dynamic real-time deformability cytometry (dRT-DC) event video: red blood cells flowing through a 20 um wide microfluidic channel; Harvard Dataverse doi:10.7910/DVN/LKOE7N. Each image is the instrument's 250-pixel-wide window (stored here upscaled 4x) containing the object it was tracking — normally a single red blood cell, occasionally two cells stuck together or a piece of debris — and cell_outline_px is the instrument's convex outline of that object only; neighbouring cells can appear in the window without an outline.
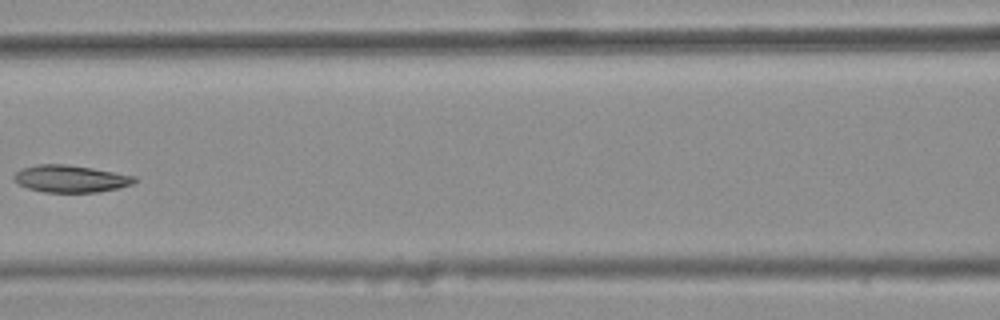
{"species": "common noctule bat (a hibernating species)", "species_latin": "Nyctalus noctula", "temperature_condition": "warm", "stored_images_in_passage": 8, "camera_frame_rate_fps": 3000, "um_per_image_px": 0.085, "animal": {"sex": "female", "body_mass_g": 25.1}, "frame": {"image": 1, "passage_image": 7, "time_ms": 2.0, "image_size_px": [1000, 320], "cell_outline_px": [[140, 180], [132, 184], [120, 188], [100, 192], [44, 192], [28, 188], [12, 180], [12, 176], [16, 172], [24, 168], [36, 164], [64, 164], [92, 168], [136, 176]], "centroid_in_image_um": [6.03, 15.2], "position_along_channel_um": 160.6, "area_um2": 19.19}}
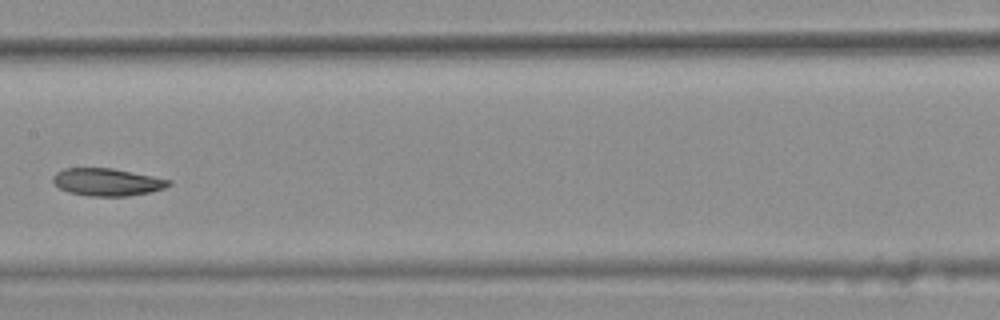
{"frame": {"image": 2, "passage_image": 8, "time_ms": 2.333, "image_size_px": [1000, 320], "cell_outline_px": [[172, 184], [164, 188], [152, 192], [128, 196], [88, 196], [68, 192], [60, 188], [52, 180], [52, 176], [56, 172], [64, 168], [112, 168], [172, 180]], "centroid_in_image_um": [9.11, 15.48], "position_along_channel_um": 198.3, "area_um2": 18.61}}